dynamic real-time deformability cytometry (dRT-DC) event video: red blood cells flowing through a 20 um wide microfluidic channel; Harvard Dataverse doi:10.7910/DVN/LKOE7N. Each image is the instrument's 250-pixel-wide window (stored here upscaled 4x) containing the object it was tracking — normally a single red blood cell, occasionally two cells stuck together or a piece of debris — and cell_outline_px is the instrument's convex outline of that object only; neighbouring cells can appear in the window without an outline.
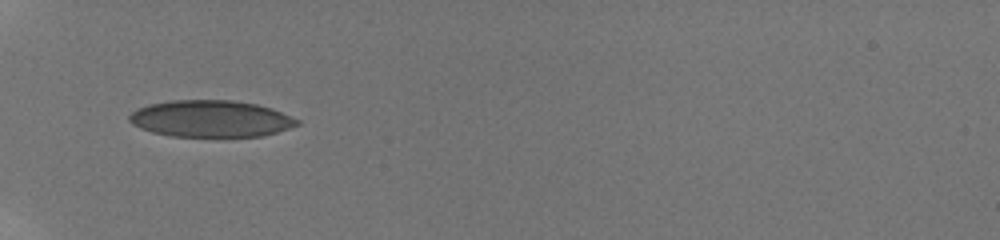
{"species": "human", "species_latin": "Homo sapiens", "temperature_condition": "room temperature", "stored_images_in_passage": 4, "camera_frame_rate_fps": 3000, "um_per_image_px": 0.085, "donor": {"sex": "male"}, "frame": {"image": 1, "passage_image": 1, "time_ms": 0.0, "image_size_px": [1000, 240], "cell_outline_px": [[300, 124], [276, 132], [260, 136], [172, 136], [152, 132], [140, 128], [132, 124], [128, 120], [128, 116], [136, 108], [148, 104], [172, 100], [232, 100], [256, 104], [272, 108], [300, 120]], "centroid_in_image_um": [17.88, 10.08], "position_along_channel_um": 67.1, "area_um2": 35.89}}